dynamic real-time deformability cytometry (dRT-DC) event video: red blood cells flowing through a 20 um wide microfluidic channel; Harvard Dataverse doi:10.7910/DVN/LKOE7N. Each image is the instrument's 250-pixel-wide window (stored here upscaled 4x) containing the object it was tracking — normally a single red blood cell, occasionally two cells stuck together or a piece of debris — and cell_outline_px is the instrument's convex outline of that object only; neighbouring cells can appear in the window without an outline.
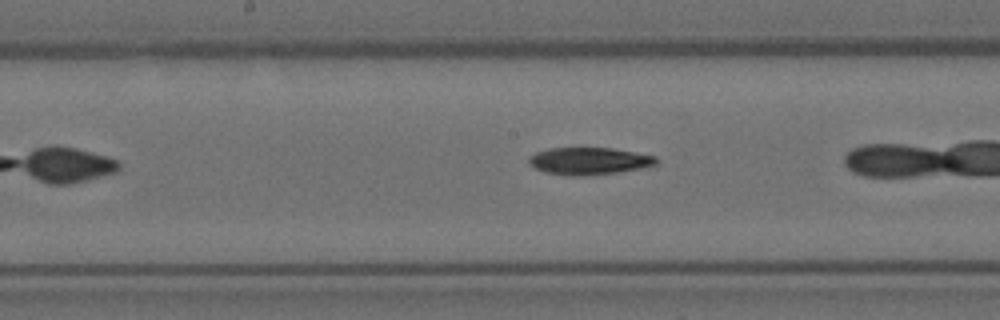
{"species": "Egyptian fruit bat (a non-hibernating species)", "species_latin": "Rousettus aegyptiacus", "temperature_condition": "room temperature", "stored_images_in_passage": 27, "camera_frame_rate_fps": 3000, "um_per_image_px": 0.085, "animal": {"sex": "female"}, "frame": {"image": 1, "passage_image": 12, "time_ms": 3.667, "image_size_px": [1000, 320], "cell_outline_px": [[656, 164], [640, 168], [616, 172], [584, 176], [568, 176], [544, 172], [528, 164], [528, 156], [536, 152], [548, 148], [612, 148], [656, 156]], "centroid_in_image_um": [50.0, 13.68], "position_along_channel_um": 198.2, "area_um2": 20.17}}